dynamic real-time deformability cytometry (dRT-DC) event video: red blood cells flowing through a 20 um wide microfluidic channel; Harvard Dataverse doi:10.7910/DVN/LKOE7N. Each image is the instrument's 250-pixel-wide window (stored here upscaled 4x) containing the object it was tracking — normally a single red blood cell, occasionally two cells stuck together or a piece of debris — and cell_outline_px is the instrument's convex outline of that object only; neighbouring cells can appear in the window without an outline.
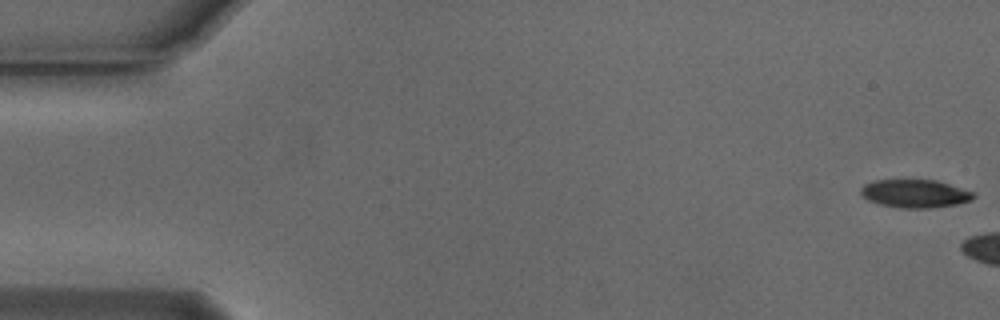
{"species": "Egyptian fruit bat (a non-hibernating species)", "species_latin": "Rousettus aegyptiacus", "temperature_condition": "cold", "stored_images_in_passage": 9, "camera_frame_rate_fps": 3000, "um_per_image_px": 0.085, "animal": {"sex": "male"}, "frame": {"image": 1, "passage_image": 1, "time_ms": 0.0, "image_size_px": [1000, 320], "cell_outline_px": [[976, 196], [972, 200], [956, 204], [932, 208], [904, 208], [880, 204], [868, 200], [860, 192], [860, 188], [864, 184], [872, 180], [936, 180], [976, 192]], "centroid_in_image_um": [77.8, 16.45], "position_along_channel_um": 7.2, "area_um2": 18.55}}